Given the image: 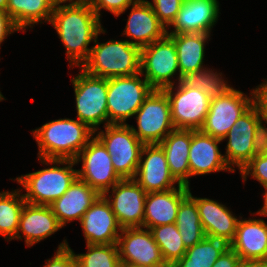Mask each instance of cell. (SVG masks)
<instances>
[{
  "label": "cell",
  "mask_w": 267,
  "mask_h": 267,
  "mask_svg": "<svg viewBox=\"0 0 267 267\" xmlns=\"http://www.w3.org/2000/svg\"><path fill=\"white\" fill-rule=\"evenodd\" d=\"M249 94L251 97L232 87L223 96L211 99L200 131L223 140L232 125L253 105V93Z\"/></svg>",
  "instance_id": "cell-13"
},
{
  "label": "cell",
  "mask_w": 267,
  "mask_h": 267,
  "mask_svg": "<svg viewBox=\"0 0 267 267\" xmlns=\"http://www.w3.org/2000/svg\"><path fill=\"white\" fill-rule=\"evenodd\" d=\"M138 73L108 79V124H127L154 88Z\"/></svg>",
  "instance_id": "cell-7"
},
{
  "label": "cell",
  "mask_w": 267,
  "mask_h": 267,
  "mask_svg": "<svg viewBox=\"0 0 267 267\" xmlns=\"http://www.w3.org/2000/svg\"><path fill=\"white\" fill-rule=\"evenodd\" d=\"M218 0H185L167 34L208 33L218 21Z\"/></svg>",
  "instance_id": "cell-21"
},
{
  "label": "cell",
  "mask_w": 267,
  "mask_h": 267,
  "mask_svg": "<svg viewBox=\"0 0 267 267\" xmlns=\"http://www.w3.org/2000/svg\"><path fill=\"white\" fill-rule=\"evenodd\" d=\"M104 129L95 135L111 155L115 172L121 179H134L144 144L128 123L108 124Z\"/></svg>",
  "instance_id": "cell-8"
},
{
  "label": "cell",
  "mask_w": 267,
  "mask_h": 267,
  "mask_svg": "<svg viewBox=\"0 0 267 267\" xmlns=\"http://www.w3.org/2000/svg\"><path fill=\"white\" fill-rule=\"evenodd\" d=\"M53 10L50 0H8L7 5V14L22 32L38 23H49Z\"/></svg>",
  "instance_id": "cell-28"
},
{
  "label": "cell",
  "mask_w": 267,
  "mask_h": 267,
  "mask_svg": "<svg viewBox=\"0 0 267 267\" xmlns=\"http://www.w3.org/2000/svg\"><path fill=\"white\" fill-rule=\"evenodd\" d=\"M261 151L267 155V127L265 125L262 135Z\"/></svg>",
  "instance_id": "cell-45"
},
{
  "label": "cell",
  "mask_w": 267,
  "mask_h": 267,
  "mask_svg": "<svg viewBox=\"0 0 267 267\" xmlns=\"http://www.w3.org/2000/svg\"><path fill=\"white\" fill-rule=\"evenodd\" d=\"M120 267H141V266H134V265H131V264L121 263Z\"/></svg>",
  "instance_id": "cell-47"
},
{
  "label": "cell",
  "mask_w": 267,
  "mask_h": 267,
  "mask_svg": "<svg viewBox=\"0 0 267 267\" xmlns=\"http://www.w3.org/2000/svg\"><path fill=\"white\" fill-rule=\"evenodd\" d=\"M229 245L215 238L204 237L187 248L185 255L169 267H212Z\"/></svg>",
  "instance_id": "cell-29"
},
{
  "label": "cell",
  "mask_w": 267,
  "mask_h": 267,
  "mask_svg": "<svg viewBox=\"0 0 267 267\" xmlns=\"http://www.w3.org/2000/svg\"><path fill=\"white\" fill-rule=\"evenodd\" d=\"M223 140L206 135L200 130H191L189 150L190 177L206 175L220 171H233L227 164L224 154H221L218 144Z\"/></svg>",
  "instance_id": "cell-18"
},
{
  "label": "cell",
  "mask_w": 267,
  "mask_h": 267,
  "mask_svg": "<svg viewBox=\"0 0 267 267\" xmlns=\"http://www.w3.org/2000/svg\"><path fill=\"white\" fill-rule=\"evenodd\" d=\"M86 246V253H74L77 267H120L117 244H86Z\"/></svg>",
  "instance_id": "cell-34"
},
{
  "label": "cell",
  "mask_w": 267,
  "mask_h": 267,
  "mask_svg": "<svg viewBox=\"0 0 267 267\" xmlns=\"http://www.w3.org/2000/svg\"><path fill=\"white\" fill-rule=\"evenodd\" d=\"M155 242L158 244L165 263L169 266L181 259L186 252L176 223L152 227Z\"/></svg>",
  "instance_id": "cell-32"
},
{
  "label": "cell",
  "mask_w": 267,
  "mask_h": 267,
  "mask_svg": "<svg viewBox=\"0 0 267 267\" xmlns=\"http://www.w3.org/2000/svg\"><path fill=\"white\" fill-rule=\"evenodd\" d=\"M32 134L38 144V159L75 160L95 131L78 119L60 118L32 130Z\"/></svg>",
  "instance_id": "cell-2"
},
{
  "label": "cell",
  "mask_w": 267,
  "mask_h": 267,
  "mask_svg": "<svg viewBox=\"0 0 267 267\" xmlns=\"http://www.w3.org/2000/svg\"><path fill=\"white\" fill-rule=\"evenodd\" d=\"M129 17L122 35L140 49L167 35V29L159 21L148 0H137L132 4ZM131 40V41H130Z\"/></svg>",
  "instance_id": "cell-19"
},
{
  "label": "cell",
  "mask_w": 267,
  "mask_h": 267,
  "mask_svg": "<svg viewBox=\"0 0 267 267\" xmlns=\"http://www.w3.org/2000/svg\"><path fill=\"white\" fill-rule=\"evenodd\" d=\"M71 79L73 84L77 118L98 132L99 126L108 125V79L86 73L83 69Z\"/></svg>",
  "instance_id": "cell-6"
},
{
  "label": "cell",
  "mask_w": 267,
  "mask_h": 267,
  "mask_svg": "<svg viewBox=\"0 0 267 267\" xmlns=\"http://www.w3.org/2000/svg\"><path fill=\"white\" fill-rule=\"evenodd\" d=\"M222 73L214 69L204 68L196 72L187 73L181 77L180 82L191 88L202 90L210 99L223 96L232 87L224 78Z\"/></svg>",
  "instance_id": "cell-33"
},
{
  "label": "cell",
  "mask_w": 267,
  "mask_h": 267,
  "mask_svg": "<svg viewBox=\"0 0 267 267\" xmlns=\"http://www.w3.org/2000/svg\"><path fill=\"white\" fill-rule=\"evenodd\" d=\"M8 0H0V10L7 12Z\"/></svg>",
  "instance_id": "cell-46"
},
{
  "label": "cell",
  "mask_w": 267,
  "mask_h": 267,
  "mask_svg": "<svg viewBox=\"0 0 267 267\" xmlns=\"http://www.w3.org/2000/svg\"><path fill=\"white\" fill-rule=\"evenodd\" d=\"M185 0H152L149 4L165 28H171Z\"/></svg>",
  "instance_id": "cell-36"
},
{
  "label": "cell",
  "mask_w": 267,
  "mask_h": 267,
  "mask_svg": "<svg viewBox=\"0 0 267 267\" xmlns=\"http://www.w3.org/2000/svg\"><path fill=\"white\" fill-rule=\"evenodd\" d=\"M110 158L106 147L94 136L75 159L76 164L82 161V168L77 170L78 178L100 195H104L121 180Z\"/></svg>",
  "instance_id": "cell-12"
},
{
  "label": "cell",
  "mask_w": 267,
  "mask_h": 267,
  "mask_svg": "<svg viewBox=\"0 0 267 267\" xmlns=\"http://www.w3.org/2000/svg\"><path fill=\"white\" fill-rule=\"evenodd\" d=\"M140 73L158 90L176 85L172 80L176 74L180 81L176 46L168 35L141 48Z\"/></svg>",
  "instance_id": "cell-10"
},
{
  "label": "cell",
  "mask_w": 267,
  "mask_h": 267,
  "mask_svg": "<svg viewBox=\"0 0 267 267\" xmlns=\"http://www.w3.org/2000/svg\"><path fill=\"white\" fill-rule=\"evenodd\" d=\"M176 226L186 249L199 243L205 237L196 201L189 194L179 205Z\"/></svg>",
  "instance_id": "cell-30"
},
{
  "label": "cell",
  "mask_w": 267,
  "mask_h": 267,
  "mask_svg": "<svg viewBox=\"0 0 267 267\" xmlns=\"http://www.w3.org/2000/svg\"><path fill=\"white\" fill-rule=\"evenodd\" d=\"M134 180L147 192L166 191L180 185L171 175L160 144H144Z\"/></svg>",
  "instance_id": "cell-16"
},
{
  "label": "cell",
  "mask_w": 267,
  "mask_h": 267,
  "mask_svg": "<svg viewBox=\"0 0 267 267\" xmlns=\"http://www.w3.org/2000/svg\"><path fill=\"white\" fill-rule=\"evenodd\" d=\"M189 194V187L177 185V188L146 194L143 228L176 223L181 201Z\"/></svg>",
  "instance_id": "cell-23"
},
{
  "label": "cell",
  "mask_w": 267,
  "mask_h": 267,
  "mask_svg": "<svg viewBox=\"0 0 267 267\" xmlns=\"http://www.w3.org/2000/svg\"><path fill=\"white\" fill-rule=\"evenodd\" d=\"M238 267H267V260H241Z\"/></svg>",
  "instance_id": "cell-42"
},
{
  "label": "cell",
  "mask_w": 267,
  "mask_h": 267,
  "mask_svg": "<svg viewBox=\"0 0 267 267\" xmlns=\"http://www.w3.org/2000/svg\"><path fill=\"white\" fill-rule=\"evenodd\" d=\"M20 188L0 192V235L5 240L15 239L25 200Z\"/></svg>",
  "instance_id": "cell-31"
},
{
  "label": "cell",
  "mask_w": 267,
  "mask_h": 267,
  "mask_svg": "<svg viewBox=\"0 0 267 267\" xmlns=\"http://www.w3.org/2000/svg\"><path fill=\"white\" fill-rule=\"evenodd\" d=\"M146 194L134 179H121L103 196L110 203L119 226L134 228L143 227Z\"/></svg>",
  "instance_id": "cell-15"
},
{
  "label": "cell",
  "mask_w": 267,
  "mask_h": 267,
  "mask_svg": "<svg viewBox=\"0 0 267 267\" xmlns=\"http://www.w3.org/2000/svg\"><path fill=\"white\" fill-rule=\"evenodd\" d=\"M61 228L50 206L25 202L14 240H21L24 236L26 246L32 247Z\"/></svg>",
  "instance_id": "cell-22"
},
{
  "label": "cell",
  "mask_w": 267,
  "mask_h": 267,
  "mask_svg": "<svg viewBox=\"0 0 267 267\" xmlns=\"http://www.w3.org/2000/svg\"><path fill=\"white\" fill-rule=\"evenodd\" d=\"M39 160L47 166L54 165L18 176L14 181L26 190L23 197L27 203L49 206L60 198L78 177L77 170L73 169L76 163L75 160Z\"/></svg>",
  "instance_id": "cell-4"
},
{
  "label": "cell",
  "mask_w": 267,
  "mask_h": 267,
  "mask_svg": "<svg viewBox=\"0 0 267 267\" xmlns=\"http://www.w3.org/2000/svg\"><path fill=\"white\" fill-rule=\"evenodd\" d=\"M229 247L241 260H262L267 257V224L264 219L239 217L234 239Z\"/></svg>",
  "instance_id": "cell-24"
},
{
  "label": "cell",
  "mask_w": 267,
  "mask_h": 267,
  "mask_svg": "<svg viewBox=\"0 0 267 267\" xmlns=\"http://www.w3.org/2000/svg\"><path fill=\"white\" fill-rule=\"evenodd\" d=\"M44 267H77L74 251L69 247L66 239L59 244L55 255L46 260Z\"/></svg>",
  "instance_id": "cell-38"
},
{
  "label": "cell",
  "mask_w": 267,
  "mask_h": 267,
  "mask_svg": "<svg viewBox=\"0 0 267 267\" xmlns=\"http://www.w3.org/2000/svg\"><path fill=\"white\" fill-rule=\"evenodd\" d=\"M253 93V104L257 108L262 123L267 124V79L251 90Z\"/></svg>",
  "instance_id": "cell-39"
},
{
  "label": "cell",
  "mask_w": 267,
  "mask_h": 267,
  "mask_svg": "<svg viewBox=\"0 0 267 267\" xmlns=\"http://www.w3.org/2000/svg\"><path fill=\"white\" fill-rule=\"evenodd\" d=\"M102 28L93 41L88 59L81 69L86 73L102 78L130 76L140 73L141 49L127 40H111L100 43L98 35L104 34Z\"/></svg>",
  "instance_id": "cell-3"
},
{
  "label": "cell",
  "mask_w": 267,
  "mask_h": 267,
  "mask_svg": "<svg viewBox=\"0 0 267 267\" xmlns=\"http://www.w3.org/2000/svg\"><path fill=\"white\" fill-rule=\"evenodd\" d=\"M174 86L162 89L170 102L174 128L200 130L209 111L211 99L202 90L185 86L180 81Z\"/></svg>",
  "instance_id": "cell-11"
},
{
  "label": "cell",
  "mask_w": 267,
  "mask_h": 267,
  "mask_svg": "<svg viewBox=\"0 0 267 267\" xmlns=\"http://www.w3.org/2000/svg\"><path fill=\"white\" fill-rule=\"evenodd\" d=\"M20 31L7 12L0 10V47L2 42L12 33Z\"/></svg>",
  "instance_id": "cell-40"
},
{
  "label": "cell",
  "mask_w": 267,
  "mask_h": 267,
  "mask_svg": "<svg viewBox=\"0 0 267 267\" xmlns=\"http://www.w3.org/2000/svg\"><path fill=\"white\" fill-rule=\"evenodd\" d=\"M117 247L121 263L141 267H169L150 229L122 228Z\"/></svg>",
  "instance_id": "cell-14"
},
{
  "label": "cell",
  "mask_w": 267,
  "mask_h": 267,
  "mask_svg": "<svg viewBox=\"0 0 267 267\" xmlns=\"http://www.w3.org/2000/svg\"><path fill=\"white\" fill-rule=\"evenodd\" d=\"M136 1L137 0H89V3L100 19L101 10L109 11L115 17H118L125 13Z\"/></svg>",
  "instance_id": "cell-37"
},
{
  "label": "cell",
  "mask_w": 267,
  "mask_h": 267,
  "mask_svg": "<svg viewBox=\"0 0 267 267\" xmlns=\"http://www.w3.org/2000/svg\"><path fill=\"white\" fill-rule=\"evenodd\" d=\"M80 224L86 244H117L122 229L103 195H99L84 213Z\"/></svg>",
  "instance_id": "cell-17"
},
{
  "label": "cell",
  "mask_w": 267,
  "mask_h": 267,
  "mask_svg": "<svg viewBox=\"0 0 267 267\" xmlns=\"http://www.w3.org/2000/svg\"><path fill=\"white\" fill-rule=\"evenodd\" d=\"M242 180L247 181V177L252 176L264 188L267 189V155L261 150L240 170Z\"/></svg>",
  "instance_id": "cell-35"
},
{
  "label": "cell",
  "mask_w": 267,
  "mask_h": 267,
  "mask_svg": "<svg viewBox=\"0 0 267 267\" xmlns=\"http://www.w3.org/2000/svg\"><path fill=\"white\" fill-rule=\"evenodd\" d=\"M137 129L132 131L143 144H159L171 131L174 124L171 118L170 102L163 90L154 89L134 114Z\"/></svg>",
  "instance_id": "cell-9"
},
{
  "label": "cell",
  "mask_w": 267,
  "mask_h": 267,
  "mask_svg": "<svg viewBox=\"0 0 267 267\" xmlns=\"http://www.w3.org/2000/svg\"><path fill=\"white\" fill-rule=\"evenodd\" d=\"M240 261L241 259L235 251L228 247L212 267H238Z\"/></svg>",
  "instance_id": "cell-41"
},
{
  "label": "cell",
  "mask_w": 267,
  "mask_h": 267,
  "mask_svg": "<svg viewBox=\"0 0 267 267\" xmlns=\"http://www.w3.org/2000/svg\"><path fill=\"white\" fill-rule=\"evenodd\" d=\"M264 127L254 104L232 125L223 140L227 139L224 158L233 171L236 166L240 172L261 150Z\"/></svg>",
  "instance_id": "cell-5"
},
{
  "label": "cell",
  "mask_w": 267,
  "mask_h": 267,
  "mask_svg": "<svg viewBox=\"0 0 267 267\" xmlns=\"http://www.w3.org/2000/svg\"><path fill=\"white\" fill-rule=\"evenodd\" d=\"M6 100L5 97L2 95L1 91H0V101Z\"/></svg>",
  "instance_id": "cell-48"
},
{
  "label": "cell",
  "mask_w": 267,
  "mask_h": 267,
  "mask_svg": "<svg viewBox=\"0 0 267 267\" xmlns=\"http://www.w3.org/2000/svg\"><path fill=\"white\" fill-rule=\"evenodd\" d=\"M159 144L164 150L171 175L180 185L189 187L191 130L174 129Z\"/></svg>",
  "instance_id": "cell-26"
},
{
  "label": "cell",
  "mask_w": 267,
  "mask_h": 267,
  "mask_svg": "<svg viewBox=\"0 0 267 267\" xmlns=\"http://www.w3.org/2000/svg\"><path fill=\"white\" fill-rule=\"evenodd\" d=\"M263 199H264V203H263L262 208H260L256 213H253V215L257 214L260 216H267V189L263 193Z\"/></svg>",
  "instance_id": "cell-44"
},
{
  "label": "cell",
  "mask_w": 267,
  "mask_h": 267,
  "mask_svg": "<svg viewBox=\"0 0 267 267\" xmlns=\"http://www.w3.org/2000/svg\"><path fill=\"white\" fill-rule=\"evenodd\" d=\"M49 24L64 44L71 68L81 67L88 59L91 50L88 46L103 28L89 2L54 7Z\"/></svg>",
  "instance_id": "cell-1"
},
{
  "label": "cell",
  "mask_w": 267,
  "mask_h": 267,
  "mask_svg": "<svg viewBox=\"0 0 267 267\" xmlns=\"http://www.w3.org/2000/svg\"><path fill=\"white\" fill-rule=\"evenodd\" d=\"M50 1L54 7L62 6L63 3L65 6V5H80V4H84L86 2H89V0H50ZM65 3H67V4H65Z\"/></svg>",
  "instance_id": "cell-43"
},
{
  "label": "cell",
  "mask_w": 267,
  "mask_h": 267,
  "mask_svg": "<svg viewBox=\"0 0 267 267\" xmlns=\"http://www.w3.org/2000/svg\"><path fill=\"white\" fill-rule=\"evenodd\" d=\"M189 195L196 201L205 236L222 240L229 245L234 239L239 219L230 209L218 201L194 197L190 187Z\"/></svg>",
  "instance_id": "cell-20"
},
{
  "label": "cell",
  "mask_w": 267,
  "mask_h": 267,
  "mask_svg": "<svg viewBox=\"0 0 267 267\" xmlns=\"http://www.w3.org/2000/svg\"><path fill=\"white\" fill-rule=\"evenodd\" d=\"M176 46L178 66L181 77L187 73L204 69L205 46L210 35L208 33L167 34Z\"/></svg>",
  "instance_id": "cell-27"
},
{
  "label": "cell",
  "mask_w": 267,
  "mask_h": 267,
  "mask_svg": "<svg viewBox=\"0 0 267 267\" xmlns=\"http://www.w3.org/2000/svg\"><path fill=\"white\" fill-rule=\"evenodd\" d=\"M99 195L89 184L77 177L68 190L49 206L64 227L73 220L80 222Z\"/></svg>",
  "instance_id": "cell-25"
}]
</instances>
